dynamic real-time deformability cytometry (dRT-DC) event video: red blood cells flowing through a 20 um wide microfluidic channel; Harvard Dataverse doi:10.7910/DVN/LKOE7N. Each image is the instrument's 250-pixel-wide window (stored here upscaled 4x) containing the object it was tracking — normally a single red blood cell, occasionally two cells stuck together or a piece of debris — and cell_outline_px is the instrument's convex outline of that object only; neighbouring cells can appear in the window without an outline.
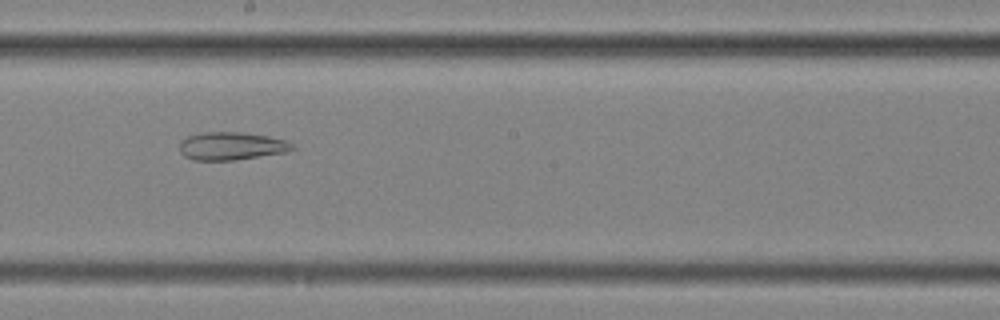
{"species": "common noctule bat (a hibernating species)", "species_latin": "Nyctalus noctula", "temperature_condition": "cold", "stored_images_in_passage": 57, "segment_of_instrument_passage": [2, 2], "camera_frame_rate_fps": 3000, "um_per_image_px": 0.085, "animal": {"sex": "female", "body_mass_g": 25.1}, "frame": {"image": 1, "passage_image": 33, "time_ms": 10.667, "image_size_px": [1000, 320], "cell_outline_px": [[296, 148], [288, 152], [232, 160], [192, 160], [184, 156], [180, 152], [180, 140], [188, 136], [200, 132], [240, 132], [268, 136], [288, 140]], "centroid_in_image_um": [19.67, 12.41], "position_along_channel_um": 228.5, "area_um2": 18.5}}
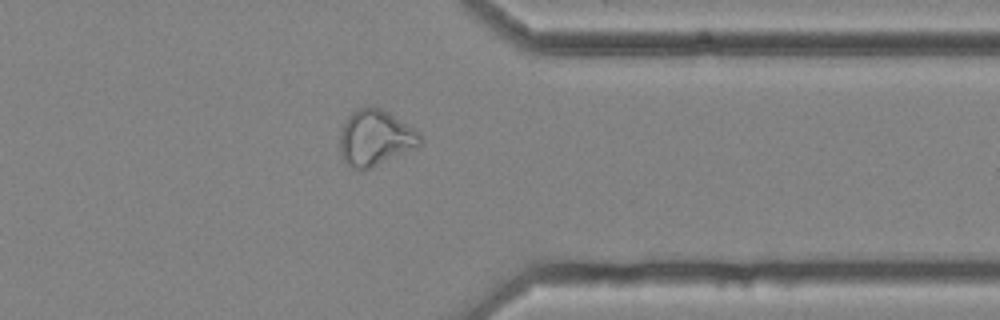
{"frame": {"image": 2, "passage_image": 46, "time_ms": 15.0, "image_size_px": [1000, 320], "cell_outline_px": [[424, 144], [416, 148], [372, 168], [360, 172], [352, 168], [340, 156], [340, 128], [344, 120], [352, 112], [364, 104], [380, 108], [388, 112], [420, 132], [424, 140]], "centroid_in_image_um": [31.9, 11.73], "position_along_channel_um": 379.5, "area_um2": 26.88}}
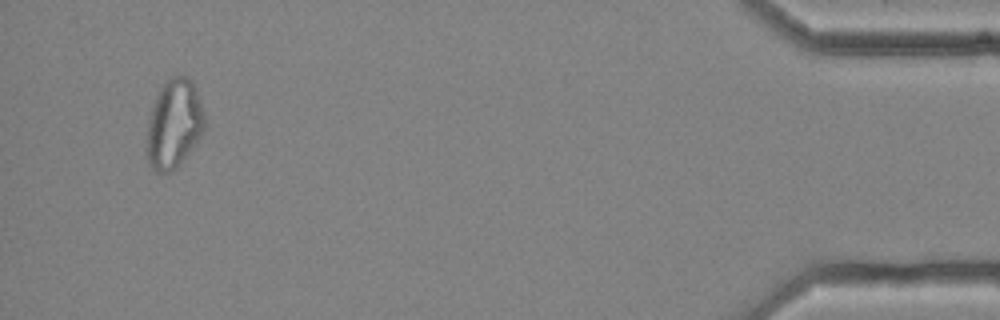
{"frame": {"image": 3, "passage_image": 55, "time_ms": 18.0, "image_size_px": [1000, 320], "cell_outline_px": [[204, 128], [196, 144], [176, 168], [172, 172], [156, 172], [148, 164], [144, 152], [144, 148], [148, 116], [152, 104], [160, 88], [172, 76], [184, 76], [192, 80], [196, 88], [200, 100], [204, 116]], "centroid_in_image_um": [14.73, 10.57], "position_along_channel_um": 420.5, "area_um2": 30.46}}